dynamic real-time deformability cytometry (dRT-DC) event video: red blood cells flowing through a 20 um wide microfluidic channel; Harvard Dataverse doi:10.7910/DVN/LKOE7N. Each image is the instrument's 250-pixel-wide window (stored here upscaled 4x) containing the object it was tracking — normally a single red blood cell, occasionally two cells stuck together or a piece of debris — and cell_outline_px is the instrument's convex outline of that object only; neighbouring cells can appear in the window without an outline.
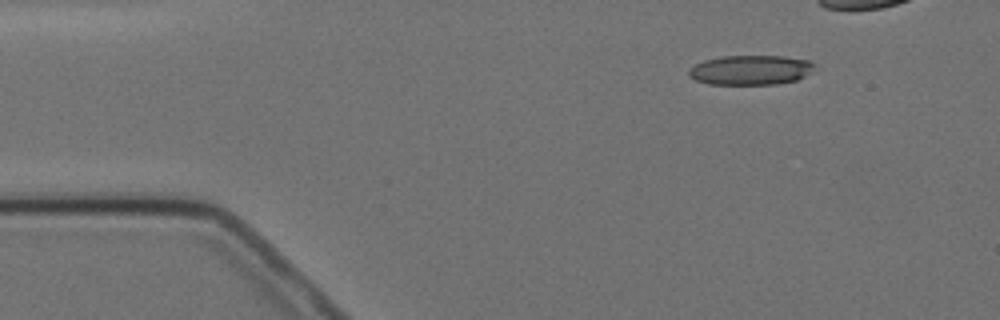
{"species": "Egyptian fruit bat (a non-hibernating species)", "species_latin": "Rousettus aegyptiacus", "temperature_condition": "cold", "stored_images_in_passage": 8, "camera_frame_rate_fps": 3000, "um_per_image_px": 0.085, "animal": {"sex": "female"}, "frame": {"image": 1, "passage_image": 2, "time_ms": 1.333, "image_size_px": [1000, 320], "cell_outline_px": [[816, 72], [796, 80], [776, 84], [708, 84], [696, 80], [688, 76], [688, 68], [704, 60], [720, 56], [784, 56], [808, 60], [816, 64]], "centroid_in_image_um": [63.84, 5.95], "position_along_channel_um": 21.2, "area_um2": 22.08}}
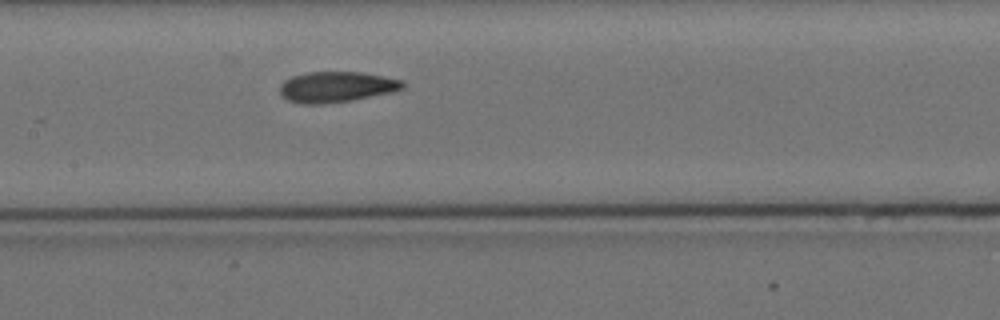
{"frame": {"image": 2, "passage_image": 8, "time_ms": 9.333, "image_size_px": [1000, 320], "cell_outline_px": [[404, 88], [392, 92], [352, 100], [324, 104], [304, 104], [288, 100], [280, 96], [280, 84], [284, 80], [292, 76], [308, 72], [360, 72], [384, 76], [404, 80]], "centroid_in_image_um": [28.59, 7.39], "position_along_channel_um": 178.8, "area_um2": 22.08}}